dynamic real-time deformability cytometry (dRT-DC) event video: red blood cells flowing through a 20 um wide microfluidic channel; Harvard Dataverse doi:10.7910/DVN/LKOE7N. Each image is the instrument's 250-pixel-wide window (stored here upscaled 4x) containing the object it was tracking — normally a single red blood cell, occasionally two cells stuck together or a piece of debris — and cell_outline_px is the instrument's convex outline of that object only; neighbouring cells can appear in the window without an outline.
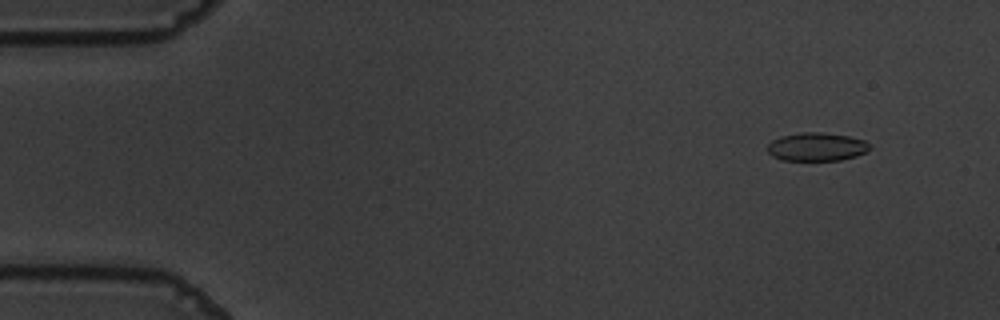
{"species": "common noctule bat (a hibernating species)", "species_latin": "Nyctalus noctula", "temperature_condition": "warm", "stored_images_in_passage": 56, "camera_frame_rate_fps": 3000, "um_per_image_px": 0.085, "animal": {"sex": "male", "body_mass_g": 19.5, "forearm_length_mm": 54.6}, "frame": {"image": 1, "passage_image": 5, "time_ms": 1.333, "image_size_px": [1000, 320], "cell_outline_px": [[872, 144], [864, 152], [856, 156], [840, 160], [780, 160], [772, 156], [768, 152], [768, 144], [772, 140], [780, 136], [800, 132], [820, 132], [848, 136], [864, 140]], "centroid_in_image_um": [69.39, 12.47], "position_along_channel_um": 15.6, "area_um2": 16.88}}
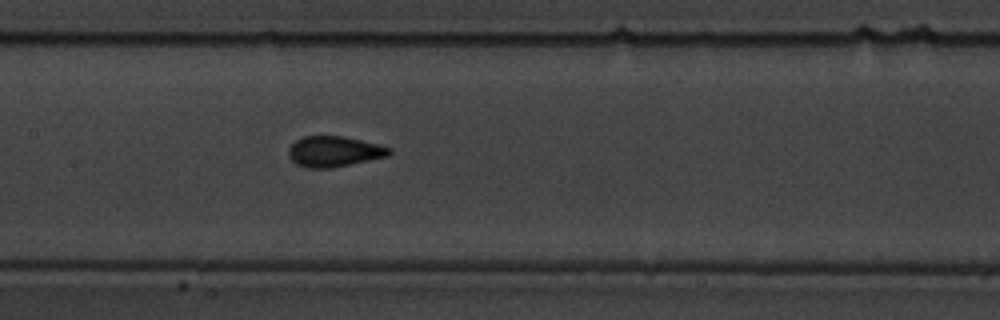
{"frame": {"image": 2, "passage_image": 27, "time_ms": 8.667, "image_size_px": [1000, 320], "cell_outline_px": [[392, 152], [388, 156], [332, 168], [308, 168], [296, 164], [288, 156], [288, 148], [296, 140], [304, 136], [344, 136], [380, 144], [392, 148]], "centroid_in_image_um": [28.41, 12.87], "position_along_channel_um": 179.0, "area_um2": 18.09}}
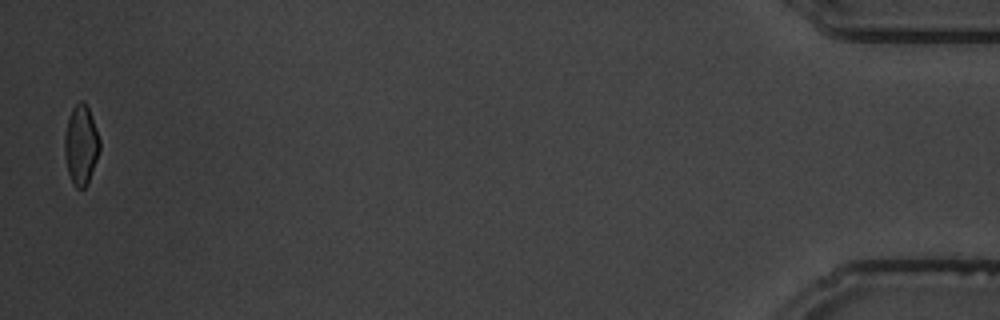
{"frame": {"image": 3, "passage_image": 55, "time_ms": 18.0, "image_size_px": [1000, 320], "cell_outline_px": [[100, 148], [88, 184], [84, 188], [76, 188], [68, 172], [64, 152], [64, 136], [68, 116], [72, 108], [80, 100], [84, 100], [88, 108], [96, 128], [100, 140]], "centroid_in_image_um": [6.87, 12.3], "position_along_channel_um": 428.3, "area_um2": 16.24}, "authors_computed_cell_mechanics": {"area_um2": 17.6001, "velocity_mm_per_s": 3.6496, "shape_relaxation_time_tau1_ms": 4.1032, "shape_relaxation_time_tau2_ms": null, "deformation_change_tau1": 0.1282, "deformation_change_tau2": null}}